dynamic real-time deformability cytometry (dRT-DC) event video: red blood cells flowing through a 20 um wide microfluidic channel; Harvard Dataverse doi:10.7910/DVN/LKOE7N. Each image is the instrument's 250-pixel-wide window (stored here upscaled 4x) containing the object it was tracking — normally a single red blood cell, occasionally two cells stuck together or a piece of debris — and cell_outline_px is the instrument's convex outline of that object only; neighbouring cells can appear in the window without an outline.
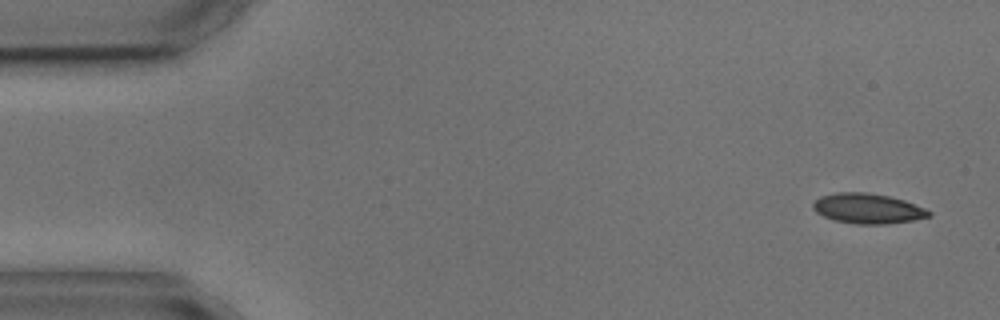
{"species": "common noctule bat (a hibernating species)", "species_latin": "Nyctalus noctula", "temperature_condition": "cold", "stored_images_in_passage": 9, "camera_frame_rate_fps": 3000, "um_per_image_px": 0.085, "animal": {"sex": "male", "body_mass_g": 17.9, "forearm_length_mm": 54.2}, "frame": {"image": 1, "passage_image": 1, "time_ms": 0.0, "image_size_px": [1000, 320], "cell_outline_px": [[932, 216], [912, 220], [888, 224], [856, 224], [832, 220], [816, 212], [812, 208], [812, 204], [820, 196], [836, 192], [868, 192], [888, 196], [904, 200], [924, 208], [932, 212]], "centroid_in_image_um": [73.74, 17.72], "position_along_channel_um": 11.3, "area_um2": 20.4}}
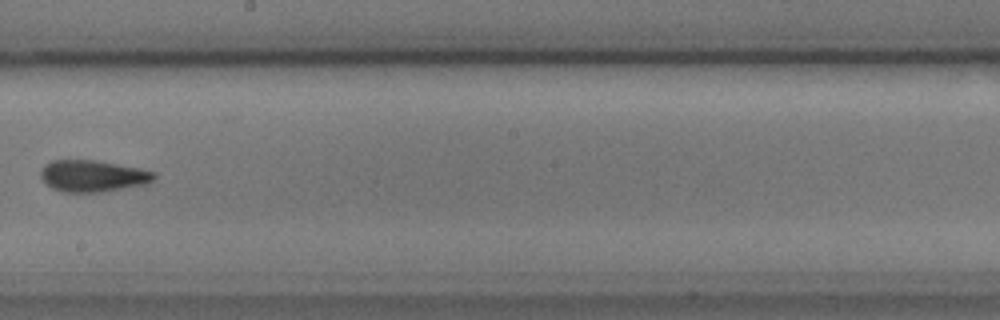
{"frame": {"image": 2, "passage_image": 8, "time_ms": 9.333, "image_size_px": [1000, 320], "cell_outline_px": [[156, 176], [148, 184], [100, 192], [64, 192], [52, 188], [40, 176], [40, 168], [44, 164], [52, 160], [92, 160], [140, 168], [156, 172]], "centroid_in_image_um": [7.88, 14.95], "position_along_channel_um": 240.3, "area_um2": 20.87}}
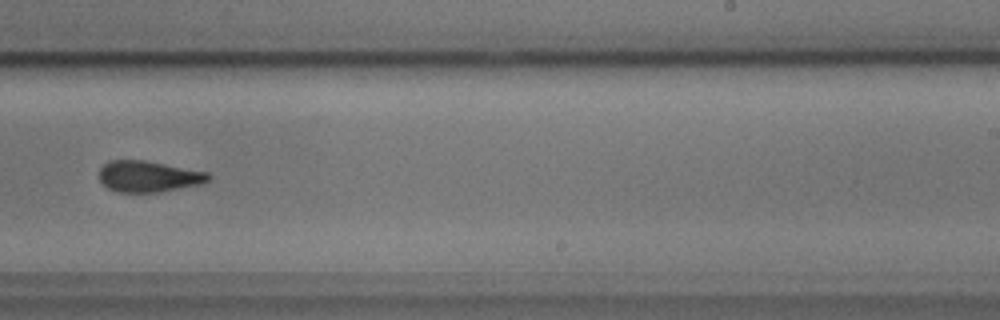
{"frame": {"image": 3, "passage_image": 9, "time_ms": 10.333, "image_size_px": [1000, 320], "cell_outline_px": [[212, 176], [208, 180], [200, 184], [160, 192], [116, 192], [108, 188], [100, 180], [100, 168], [108, 160], [144, 160], [208, 172]], "centroid_in_image_um": [12.61, 14.99], "position_along_channel_um": 276.4, "area_um2": 19.77}}